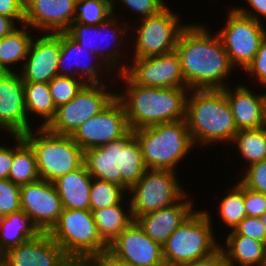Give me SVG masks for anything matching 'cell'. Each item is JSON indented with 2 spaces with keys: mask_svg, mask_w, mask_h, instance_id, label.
<instances>
[{
  "mask_svg": "<svg viewBox=\"0 0 266 266\" xmlns=\"http://www.w3.org/2000/svg\"><path fill=\"white\" fill-rule=\"evenodd\" d=\"M38 234L39 230L23 210L6 215L0 229V256Z\"/></svg>",
  "mask_w": 266,
  "mask_h": 266,
  "instance_id": "28",
  "label": "cell"
},
{
  "mask_svg": "<svg viewBox=\"0 0 266 266\" xmlns=\"http://www.w3.org/2000/svg\"><path fill=\"white\" fill-rule=\"evenodd\" d=\"M220 217L232 230L245 218L247 212L244 206V185L238 181L230 193L219 204Z\"/></svg>",
  "mask_w": 266,
  "mask_h": 266,
  "instance_id": "35",
  "label": "cell"
},
{
  "mask_svg": "<svg viewBox=\"0 0 266 266\" xmlns=\"http://www.w3.org/2000/svg\"><path fill=\"white\" fill-rule=\"evenodd\" d=\"M21 210L40 233H49L63 212L54 183L39 179L20 186Z\"/></svg>",
  "mask_w": 266,
  "mask_h": 266,
  "instance_id": "14",
  "label": "cell"
},
{
  "mask_svg": "<svg viewBox=\"0 0 266 266\" xmlns=\"http://www.w3.org/2000/svg\"><path fill=\"white\" fill-rule=\"evenodd\" d=\"M263 122L266 128V93L263 94Z\"/></svg>",
  "mask_w": 266,
  "mask_h": 266,
  "instance_id": "50",
  "label": "cell"
},
{
  "mask_svg": "<svg viewBox=\"0 0 266 266\" xmlns=\"http://www.w3.org/2000/svg\"><path fill=\"white\" fill-rule=\"evenodd\" d=\"M139 216L136 221L154 241L163 245L170 235L194 212L191 200H185ZM185 200V201H184Z\"/></svg>",
  "mask_w": 266,
  "mask_h": 266,
  "instance_id": "21",
  "label": "cell"
},
{
  "mask_svg": "<svg viewBox=\"0 0 266 266\" xmlns=\"http://www.w3.org/2000/svg\"><path fill=\"white\" fill-rule=\"evenodd\" d=\"M140 143L147 169L171 170L192 150L193 141L185 119L133 131Z\"/></svg>",
  "mask_w": 266,
  "mask_h": 266,
  "instance_id": "5",
  "label": "cell"
},
{
  "mask_svg": "<svg viewBox=\"0 0 266 266\" xmlns=\"http://www.w3.org/2000/svg\"><path fill=\"white\" fill-rule=\"evenodd\" d=\"M176 172L147 169L141 179L129 189L132 198L129 204L134 220L139 216L174 205L185 195Z\"/></svg>",
  "mask_w": 266,
  "mask_h": 266,
  "instance_id": "8",
  "label": "cell"
},
{
  "mask_svg": "<svg viewBox=\"0 0 266 266\" xmlns=\"http://www.w3.org/2000/svg\"><path fill=\"white\" fill-rule=\"evenodd\" d=\"M130 131L124 107L115 98L99 114L82 123L71 137L85 151L117 141Z\"/></svg>",
  "mask_w": 266,
  "mask_h": 266,
  "instance_id": "13",
  "label": "cell"
},
{
  "mask_svg": "<svg viewBox=\"0 0 266 266\" xmlns=\"http://www.w3.org/2000/svg\"><path fill=\"white\" fill-rule=\"evenodd\" d=\"M249 4V6L251 7L252 10L254 11H248L247 9L244 8H234L238 13L253 18L254 20L261 22V18H259L258 15L259 14L260 17L263 16L264 18H266V0H246ZM256 12V14H255Z\"/></svg>",
  "mask_w": 266,
  "mask_h": 266,
  "instance_id": "46",
  "label": "cell"
},
{
  "mask_svg": "<svg viewBox=\"0 0 266 266\" xmlns=\"http://www.w3.org/2000/svg\"><path fill=\"white\" fill-rule=\"evenodd\" d=\"M74 15V22L99 25L113 15V0H76Z\"/></svg>",
  "mask_w": 266,
  "mask_h": 266,
  "instance_id": "34",
  "label": "cell"
},
{
  "mask_svg": "<svg viewBox=\"0 0 266 266\" xmlns=\"http://www.w3.org/2000/svg\"><path fill=\"white\" fill-rule=\"evenodd\" d=\"M249 165L266 160V128L238 131L233 141Z\"/></svg>",
  "mask_w": 266,
  "mask_h": 266,
  "instance_id": "33",
  "label": "cell"
},
{
  "mask_svg": "<svg viewBox=\"0 0 266 266\" xmlns=\"http://www.w3.org/2000/svg\"><path fill=\"white\" fill-rule=\"evenodd\" d=\"M25 27L23 24L22 29L16 28L0 39V71L10 72L13 70L10 69L12 64L26 59L33 37Z\"/></svg>",
  "mask_w": 266,
  "mask_h": 266,
  "instance_id": "32",
  "label": "cell"
},
{
  "mask_svg": "<svg viewBox=\"0 0 266 266\" xmlns=\"http://www.w3.org/2000/svg\"><path fill=\"white\" fill-rule=\"evenodd\" d=\"M20 210V186L9 179H0V213L6 216Z\"/></svg>",
  "mask_w": 266,
  "mask_h": 266,
  "instance_id": "38",
  "label": "cell"
},
{
  "mask_svg": "<svg viewBox=\"0 0 266 266\" xmlns=\"http://www.w3.org/2000/svg\"><path fill=\"white\" fill-rule=\"evenodd\" d=\"M207 211L195 210L162 245L166 266H179L209 256L220 245L213 236Z\"/></svg>",
  "mask_w": 266,
  "mask_h": 266,
  "instance_id": "7",
  "label": "cell"
},
{
  "mask_svg": "<svg viewBox=\"0 0 266 266\" xmlns=\"http://www.w3.org/2000/svg\"><path fill=\"white\" fill-rule=\"evenodd\" d=\"M114 8H115V5H113V15L110 18H108L105 22L100 23L99 25H83V24H80V23H77V22H73L71 24L70 28L66 31V33L72 39H74L76 42H78L81 46L85 47L89 51H91L94 54H96L97 57L100 60H102V63L105 62V65L108 66V68L110 70L114 69V71H115L116 66H118L117 64H120L119 59L121 58L120 57L121 52L119 53V51H117V48L121 46L120 45L121 44L120 42L123 41V38L120 40L119 37L121 36V34L123 35V34L127 33L126 31L129 28V26H126V27H118L116 25V23H117V20L116 19L117 18L115 16L116 14H115ZM119 28H120V30H119ZM121 28H125V29H121ZM104 29H105L106 32L107 31H110V32L112 31L113 37L111 36L112 37L111 39L113 40L112 43L115 42V45H113V46L116 49H114L112 47V49L110 51H108V50L106 51L103 48V47L106 48V45H107V44L106 45L103 44L104 39H102L103 41H101L100 39H98L102 43L98 41L97 44L96 43L94 44V42H96V39L95 38H98V37H102L103 36L102 34H101L102 36H100V33H102L101 31H103V33H105L104 32ZM110 29H112V30H110ZM103 38L106 39V36L104 35ZM93 39H94V42H93ZM108 43H109V41H108ZM101 44H103L104 46L101 45ZM105 51H106V53H105Z\"/></svg>",
  "mask_w": 266,
  "mask_h": 266,
  "instance_id": "20",
  "label": "cell"
},
{
  "mask_svg": "<svg viewBox=\"0 0 266 266\" xmlns=\"http://www.w3.org/2000/svg\"><path fill=\"white\" fill-rule=\"evenodd\" d=\"M17 145L13 147V160L8 179L19 186L39 180L36 157L22 135H12Z\"/></svg>",
  "mask_w": 266,
  "mask_h": 266,
  "instance_id": "29",
  "label": "cell"
},
{
  "mask_svg": "<svg viewBox=\"0 0 266 266\" xmlns=\"http://www.w3.org/2000/svg\"><path fill=\"white\" fill-rule=\"evenodd\" d=\"M4 218H5V215L0 213V229L3 224Z\"/></svg>",
  "mask_w": 266,
  "mask_h": 266,
  "instance_id": "52",
  "label": "cell"
},
{
  "mask_svg": "<svg viewBox=\"0 0 266 266\" xmlns=\"http://www.w3.org/2000/svg\"><path fill=\"white\" fill-rule=\"evenodd\" d=\"M229 235H244L266 244V234L260 217H245Z\"/></svg>",
  "mask_w": 266,
  "mask_h": 266,
  "instance_id": "40",
  "label": "cell"
},
{
  "mask_svg": "<svg viewBox=\"0 0 266 266\" xmlns=\"http://www.w3.org/2000/svg\"><path fill=\"white\" fill-rule=\"evenodd\" d=\"M263 225H264V229H265V234H266V212L260 217Z\"/></svg>",
  "mask_w": 266,
  "mask_h": 266,
  "instance_id": "51",
  "label": "cell"
},
{
  "mask_svg": "<svg viewBox=\"0 0 266 266\" xmlns=\"http://www.w3.org/2000/svg\"><path fill=\"white\" fill-rule=\"evenodd\" d=\"M83 54L85 55L84 57L86 58H79V57H82ZM88 54L93 55L92 57L93 61L95 59L96 60L99 59L96 54L89 51L85 47L81 46L78 42L72 39L66 32H61V52H60V57L58 61V76L71 77V78L80 77L86 83H103V81H100L101 78H99L98 71L101 69V67H105L106 69L105 72H108V71L111 72V70L108 68V66L105 65V63H103V65L100 64L98 62L99 60L97 61L95 60L96 63L93 62L94 64L83 62L84 59L89 60V58H87ZM79 61H81L80 66H79V63H80ZM67 62L69 64L70 62L72 63L71 65H69ZM76 72L77 74H75ZM75 75H78V77H75Z\"/></svg>",
  "mask_w": 266,
  "mask_h": 266,
  "instance_id": "22",
  "label": "cell"
},
{
  "mask_svg": "<svg viewBox=\"0 0 266 266\" xmlns=\"http://www.w3.org/2000/svg\"><path fill=\"white\" fill-rule=\"evenodd\" d=\"M214 36L201 24L187 25L179 35L175 50L190 90H222L228 86L223 81L234 66L219 35Z\"/></svg>",
  "mask_w": 266,
  "mask_h": 266,
  "instance_id": "1",
  "label": "cell"
},
{
  "mask_svg": "<svg viewBox=\"0 0 266 266\" xmlns=\"http://www.w3.org/2000/svg\"><path fill=\"white\" fill-rule=\"evenodd\" d=\"M188 96L185 120L193 144L231 143L238 129L223 89L192 90Z\"/></svg>",
  "mask_w": 266,
  "mask_h": 266,
  "instance_id": "3",
  "label": "cell"
},
{
  "mask_svg": "<svg viewBox=\"0 0 266 266\" xmlns=\"http://www.w3.org/2000/svg\"><path fill=\"white\" fill-rule=\"evenodd\" d=\"M60 52L61 32L33 38L25 62L20 65L23 82L49 83L58 76Z\"/></svg>",
  "mask_w": 266,
  "mask_h": 266,
  "instance_id": "18",
  "label": "cell"
},
{
  "mask_svg": "<svg viewBox=\"0 0 266 266\" xmlns=\"http://www.w3.org/2000/svg\"><path fill=\"white\" fill-rule=\"evenodd\" d=\"M124 192L127 191L120 185L93 178L90 188V211L122 203Z\"/></svg>",
  "mask_w": 266,
  "mask_h": 266,
  "instance_id": "36",
  "label": "cell"
},
{
  "mask_svg": "<svg viewBox=\"0 0 266 266\" xmlns=\"http://www.w3.org/2000/svg\"><path fill=\"white\" fill-rule=\"evenodd\" d=\"M121 204L91 211L98 233L107 245L134 221L131 205L125 212Z\"/></svg>",
  "mask_w": 266,
  "mask_h": 266,
  "instance_id": "30",
  "label": "cell"
},
{
  "mask_svg": "<svg viewBox=\"0 0 266 266\" xmlns=\"http://www.w3.org/2000/svg\"><path fill=\"white\" fill-rule=\"evenodd\" d=\"M36 130L38 134L30 130L22 136L35 153L40 179L53 183L84 164V151L71 135L53 134L44 127Z\"/></svg>",
  "mask_w": 266,
  "mask_h": 266,
  "instance_id": "6",
  "label": "cell"
},
{
  "mask_svg": "<svg viewBox=\"0 0 266 266\" xmlns=\"http://www.w3.org/2000/svg\"><path fill=\"white\" fill-rule=\"evenodd\" d=\"M15 20L6 17L4 15H0V39L9 35L16 29V23Z\"/></svg>",
  "mask_w": 266,
  "mask_h": 266,
  "instance_id": "49",
  "label": "cell"
},
{
  "mask_svg": "<svg viewBox=\"0 0 266 266\" xmlns=\"http://www.w3.org/2000/svg\"><path fill=\"white\" fill-rule=\"evenodd\" d=\"M133 83L155 88H188L176 50L155 57H134L131 66L116 69Z\"/></svg>",
  "mask_w": 266,
  "mask_h": 266,
  "instance_id": "11",
  "label": "cell"
},
{
  "mask_svg": "<svg viewBox=\"0 0 266 266\" xmlns=\"http://www.w3.org/2000/svg\"><path fill=\"white\" fill-rule=\"evenodd\" d=\"M124 6L135 11L137 14L142 15V18L153 16L161 12L167 6L163 0H120ZM113 0V5H114Z\"/></svg>",
  "mask_w": 266,
  "mask_h": 266,
  "instance_id": "41",
  "label": "cell"
},
{
  "mask_svg": "<svg viewBox=\"0 0 266 266\" xmlns=\"http://www.w3.org/2000/svg\"><path fill=\"white\" fill-rule=\"evenodd\" d=\"M223 92L230 104L238 131L264 127L263 94H253L242 84L232 90L227 86Z\"/></svg>",
  "mask_w": 266,
  "mask_h": 266,
  "instance_id": "23",
  "label": "cell"
},
{
  "mask_svg": "<svg viewBox=\"0 0 266 266\" xmlns=\"http://www.w3.org/2000/svg\"><path fill=\"white\" fill-rule=\"evenodd\" d=\"M28 117L20 73L0 71V128L12 135H24L32 130Z\"/></svg>",
  "mask_w": 266,
  "mask_h": 266,
  "instance_id": "17",
  "label": "cell"
},
{
  "mask_svg": "<svg viewBox=\"0 0 266 266\" xmlns=\"http://www.w3.org/2000/svg\"><path fill=\"white\" fill-rule=\"evenodd\" d=\"M104 83H86L68 103L60 105L51 122L45 127L57 135H72L86 120L99 114L115 98Z\"/></svg>",
  "mask_w": 266,
  "mask_h": 266,
  "instance_id": "9",
  "label": "cell"
},
{
  "mask_svg": "<svg viewBox=\"0 0 266 266\" xmlns=\"http://www.w3.org/2000/svg\"><path fill=\"white\" fill-rule=\"evenodd\" d=\"M246 174L240 182L251 190L266 195V160L248 165Z\"/></svg>",
  "mask_w": 266,
  "mask_h": 266,
  "instance_id": "39",
  "label": "cell"
},
{
  "mask_svg": "<svg viewBox=\"0 0 266 266\" xmlns=\"http://www.w3.org/2000/svg\"><path fill=\"white\" fill-rule=\"evenodd\" d=\"M119 158L120 139L85 150L83 162L93 178L122 186V175L118 167Z\"/></svg>",
  "mask_w": 266,
  "mask_h": 266,
  "instance_id": "24",
  "label": "cell"
},
{
  "mask_svg": "<svg viewBox=\"0 0 266 266\" xmlns=\"http://www.w3.org/2000/svg\"><path fill=\"white\" fill-rule=\"evenodd\" d=\"M13 160V147L0 146V179H8Z\"/></svg>",
  "mask_w": 266,
  "mask_h": 266,
  "instance_id": "47",
  "label": "cell"
},
{
  "mask_svg": "<svg viewBox=\"0 0 266 266\" xmlns=\"http://www.w3.org/2000/svg\"><path fill=\"white\" fill-rule=\"evenodd\" d=\"M179 266H228L225 254L221 246L209 256L201 258L195 262Z\"/></svg>",
  "mask_w": 266,
  "mask_h": 266,
  "instance_id": "45",
  "label": "cell"
},
{
  "mask_svg": "<svg viewBox=\"0 0 266 266\" xmlns=\"http://www.w3.org/2000/svg\"><path fill=\"white\" fill-rule=\"evenodd\" d=\"M24 98L27 115L34 113L42 116L44 120L39 127L45 128L54 118L57 109L48 83L24 82Z\"/></svg>",
  "mask_w": 266,
  "mask_h": 266,
  "instance_id": "31",
  "label": "cell"
},
{
  "mask_svg": "<svg viewBox=\"0 0 266 266\" xmlns=\"http://www.w3.org/2000/svg\"><path fill=\"white\" fill-rule=\"evenodd\" d=\"M247 73L257 77V81L266 88V37L260 44L253 61L245 69Z\"/></svg>",
  "mask_w": 266,
  "mask_h": 266,
  "instance_id": "43",
  "label": "cell"
},
{
  "mask_svg": "<svg viewBox=\"0 0 266 266\" xmlns=\"http://www.w3.org/2000/svg\"><path fill=\"white\" fill-rule=\"evenodd\" d=\"M92 179L83 164L53 182L65 209L90 210Z\"/></svg>",
  "mask_w": 266,
  "mask_h": 266,
  "instance_id": "25",
  "label": "cell"
},
{
  "mask_svg": "<svg viewBox=\"0 0 266 266\" xmlns=\"http://www.w3.org/2000/svg\"><path fill=\"white\" fill-rule=\"evenodd\" d=\"M179 16L168 7L156 15L142 18L137 33L134 57H155L175 50L181 31ZM180 23V24H179Z\"/></svg>",
  "mask_w": 266,
  "mask_h": 266,
  "instance_id": "12",
  "label": "cell"
},
{
  "mask_svg": "<svg viewBox=\"0 0 266 266\" xmlns=\"http://www.w3.org/2000/svg\"><path fill=\"white\" fill-rule=\"evenodd\" d=\"M75 3L76 0H25L24 24L52 34L66 32L75 20Z\"/></svg>",
  "mask_w": 266,
  "mask_h": 266,
  "instance_id": "19",
  "label": "cell"
},
{
  "mask_svg": "<svg viewBox=\"0 0 266 266\" xmlns=\"http://www.w3.org/2000/svg\"><path fill=\"white\" fill-rule=\"evenodd\" d=\"M2 266H76L49 233L9 249L1 255Z\"/></svg>",
  "mask_w": 266,
  "mask_h": 266,
  "instance_id": "16",
  "label": "cell"
},
{
  "mask_svg": "<svg viewBox=\"0 0 266 266\" xmlns=\"http://www.w3.org/2000/svg\"><path fill=\"white\" fill-rule=\"evenodd\" d=\"M117 77L127 85L125 94L116 93V98L124 107L130 130L185 119L189 88L145 87L133 83L124 73Z\"/></svg>",
  "mask_w": 266,
  "mask_h": 266,
  "instance_id": "2",
  "label": "cell"
},
{
  "mask_svg": "<svg viewBox=\"0 0 266 266\" xmlns=\"http://www.w3.org/2000/svg\"><path fill=\"white\" fill-rule=\"evenodd\" d=\"M244 206L247 216L261 217L266 212V195L244 186Z\"/></svg>",
  "mask_w": 266,
  "mask_h": 266,
  "instance_id": "42",
  "label": "cell"
},
{
  "mask_svg": "<svg viewBox=\"0 0 266 266\" xmlns=\"http://www.w3.org/2000/svg\"><path fill=\"white\" fill-rule=\"evenodd\" d=\"M49 235L76 265H89L108 252L90 210L64 208Z\"/></svg>",
  "mask_w": 266,
  "mask_h": 266,
  "instance_id": "4",
  "label": "cell"
},
{
  "mask_svg": "<svg viewBox=\"0 0 266 266\" xmlns=\"http://www.w3.org/2000/svg\"><path fill=\"white\" fill-rule=\"evenodd\" d=\"M108 253L133 266H166L162 245L150 238L136 220L108 245Z\"/></svg>",
  "mask_w": 266,
  "mask_h": 266,
  "instance_id": "15",
  "label": "cell"
},
{
  "mask_svg": "<svg viewBox=\"0 0 266 266\" xmlns=\"http://www.w3.org/2000/svg\"><path fill=\"white\" fill-rule=\"evenodd\" d=\"M89 266H133L117 259H114L108 252L103 256L94 259Z\"/></svg>",
  "mask_w": 266,
  "mask_h": 266,
  "instance_id": "48",
  "label": "cell"
},
{
  "mask_svg": "<svg viewBox=\"0 0 266 266\" xmlns=\"http://www.w3.org/2000/svg\"><path fill=\"white\" fill-rule=\"evenodd\" d=\"M223 249L228 266H266V244L244 235H227ZM235 262V263H234ZM235 264V265H234Z\"/></svg>",
  "mask_w": 266,
  "mask_h": 266,
  "instance_id": "26",
  "label": "cell"
},
{
  "mask_svg": "<svg viewBox=\"0 0 266 266\" xmlns=\"http://www.w3.org/2000/svg\"><path fill=\"white\" fill-rule=\"evenodd\" d=\"M226 26L218 32L223 47L235 67L247 68L259 50L260 44L266 37L262 22L230 9Z\"/></svg>",
  "mask_w": 266,
  "mask_h": 266,
  "instance_id": "10",
  "label": "cell"
},
{
  "mask_svg": "<svg viewBox=\"0 0 266 266\" xmlns=\"http://www.w3.org/2000/svg\"><path fill=\"white\" fill-rule=\"evenodd\" d=\"M86 84L81 78L56 76L49 83L50 93L56 107L68 103Z\"/></svg>",
  "mask_w": 266,
  "mask_h": 266,
  "instance_id": "37",
  "label": "cell"
},
{
  "mask_svg": "<svg viewBox=\"0 0 266 266\" xmlns=\"http://www.w3.org/2000/svg\"><path fill=\"white\" fill-rule=\"evenodd\" d=\"M24 2L25 0H0V15L10 17L23 25L25 20Z\"/></svg>",
  "mask_w": 266,
  "mask_h": 266,
  "instance_id": "44",
  "label": "cell"
},
{
  "mask_svg": "<svg viewBox=\"0 0 266 266\" xmlns=\"http://www.w3.org/2000/svg\"><path fill=\"white\" fill-rule=\"evenodd\" d=\"M118 167L122 175V187L127 191L141 179L147 170L140 143L132 130L120 139Z\"/></svg>",
  "mask_w": 266,
  "mask_h": 266,
  "instance_id": "27",
  "label": "cell"
}]
</instances>
